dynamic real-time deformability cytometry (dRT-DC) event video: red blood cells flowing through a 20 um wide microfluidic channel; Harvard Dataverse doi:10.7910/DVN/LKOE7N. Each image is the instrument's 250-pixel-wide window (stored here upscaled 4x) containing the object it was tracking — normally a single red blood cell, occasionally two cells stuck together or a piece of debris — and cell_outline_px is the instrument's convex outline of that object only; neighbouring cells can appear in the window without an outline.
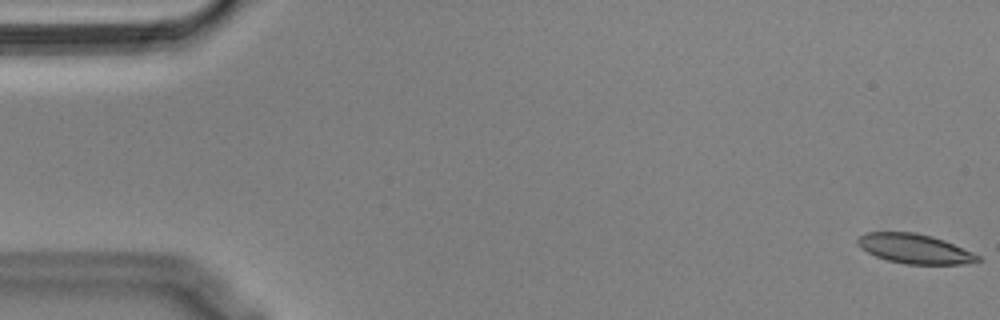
{"species": "Egyptian fruit bat (a non-hibernating species)", "species_latin": "Rousettus aegyptiacus", "temperature_condition": "cold", "stored_images_in_passage": 55, "camera_frame_rate_fps": 3000, "um_per_image_px": 0.085, "animal": {"sex": "male"}, "frame": {"image": 1, "passage_image": 1, "time_ms": 0.0, "image_size_px": [1000, 320], "cell_outline_px": [[980, 260], [964, 264], [904, 264], [888, 260], [876, 256], [860, 248], [856, 244], [856, 240], [864, 232], [916, 232], [932, 236], [944, 240], [972, 252], [980, 256]], "centroid_in_image_um": [77.71, 21.13], "position_along_channel_um": 7.3, "area_um2": 20.69}}
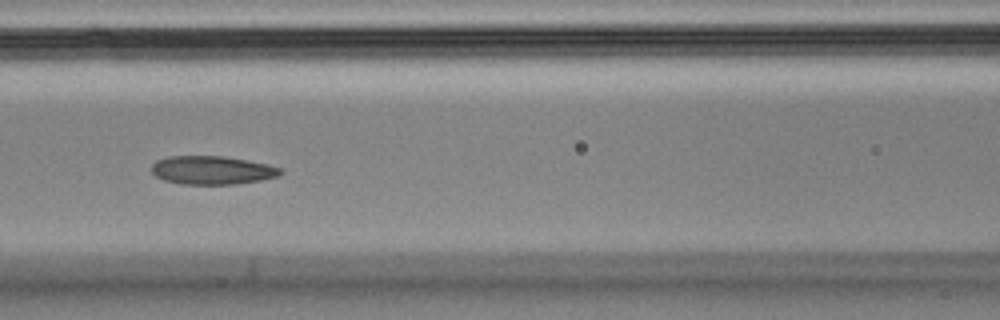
{"frame": {"image": 2, "passage_image": 24, "time_ms": 7.667, "image_size_px": [1000, 320], "cell_outline_px": [[284, 172], [280, 176], [260, 180], [236, 184], [180, 184], [164, 180], [156, 176], [152, 172], [152, 164], [156, 160], [168, 156], [224, 156], [268, 164], [280, 168]], "centroid_in_image_um": [18.03, 14.46], "position_along_channel_um": 148.6, "area_um2": 21.44}}
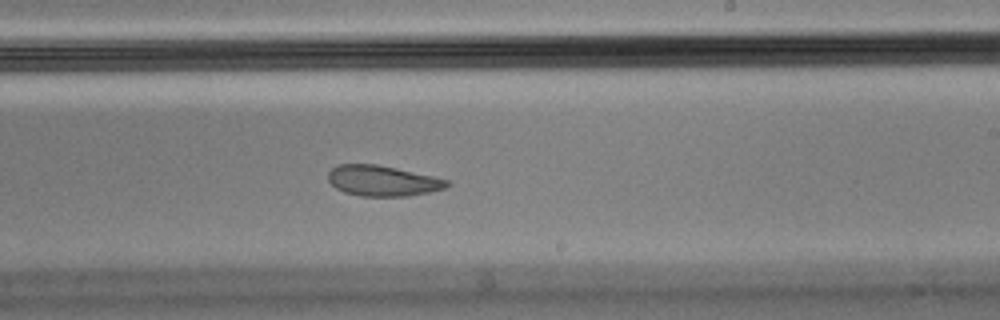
{"frame": {"image": 3, "passage_image": 33, "time_ms": 10.667, "image_size_px": [1000, 320], "cell_outline_px": [[452, 184], [444, 188], [428, 192], [408, 196], [360, 196], [344, 192], [336, 188], [328, 180], [328, 172], [332, 168], [340, 164], [376, 164], [396, 168], [432, 176], [448, 180]], "centroid_in_image_um": [32.5, 15.37], "position_along_channel_um": 256.5, "area_um2": 21.04}, "authors_computed_cell_mechanics": {"area_um2": 22.1952, "velocity_mm_per_s": 3.614, "shape_relaxation_time_tau1_ms": null, "shape_relaxation_time_tau2_ms": 4.608, "deformation_change_tau1": null, "deformation_change_tau2": 0.105}}